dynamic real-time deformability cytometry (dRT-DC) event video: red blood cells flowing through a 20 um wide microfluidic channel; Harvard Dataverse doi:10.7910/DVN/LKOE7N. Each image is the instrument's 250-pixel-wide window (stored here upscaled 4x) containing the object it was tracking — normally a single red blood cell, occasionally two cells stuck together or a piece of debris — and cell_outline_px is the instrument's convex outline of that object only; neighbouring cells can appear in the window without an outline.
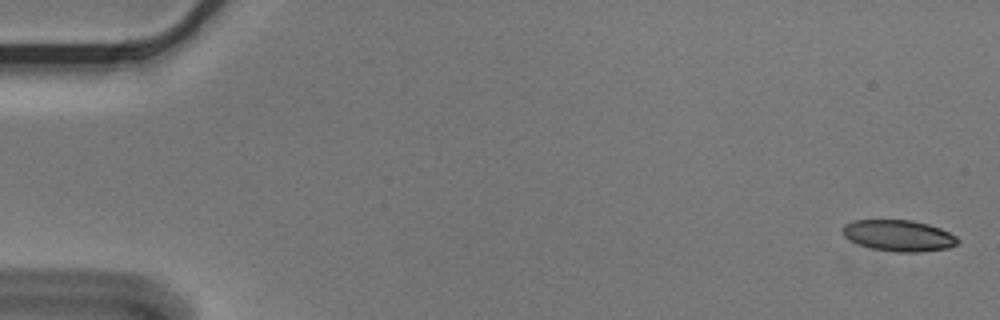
{"species": "Egyptian fruit bat (a non-hibernating species)", "species_latin": "Rousettus aegyptiacus", "temperature_condition": "cold", "stored_images_in_passage": 3, "camera_frame_rate_fps": 3000, "um_per_image_px": 0.085, "animal": {"sex": "male"}, "frame": {"image": 1, "passage_image": 1, "time_ms": 0.0, "image_size_px": [1000, 320], "cell_outline_px": [[960, 240], [956, 244], [948, 248], [916, 252], [896, 252], [872, 248], [860, 244], [844, 236], [840, 232], [840, 228], [844, 224], [852, 220], [912, 220], [928, 224], [940, 228], [956, 236]], "centroid_in_image_um": [76.36, 20.01], "position_along_channel_um": 8.6, "area_um2": 20.92}}